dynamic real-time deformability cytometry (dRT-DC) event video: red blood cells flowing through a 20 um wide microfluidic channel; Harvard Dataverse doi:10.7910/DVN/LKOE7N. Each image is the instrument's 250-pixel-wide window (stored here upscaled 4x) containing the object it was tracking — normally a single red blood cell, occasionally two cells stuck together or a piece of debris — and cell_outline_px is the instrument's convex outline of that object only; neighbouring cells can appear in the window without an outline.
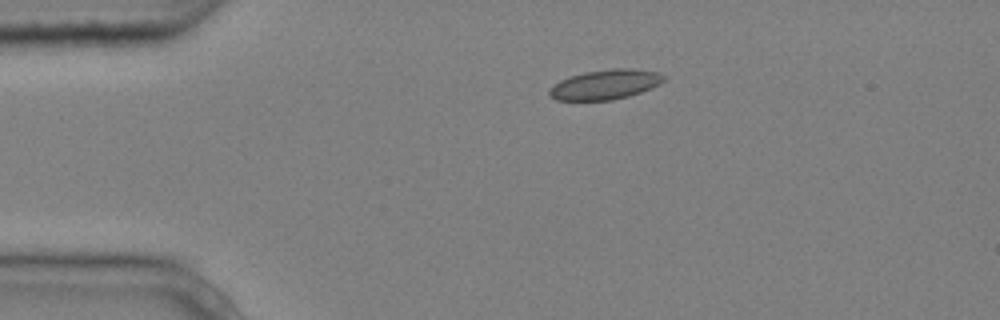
{"species": "common noctule bat (a hibernating species)", "species_latin": "Nyctalus noctula", "temperature_condition": "cold", "stored_images_in_passage": 2, "camera_frame_rate_fps": 3000, "um_per_image_px": 0.085, "animal": {"sex": "male", "body_mass_g": 20.4}, "frame": {"image": 1, "passage_image": 1, "time_ms": 0.0, "image_size_px": [1000, 320], "cell_outline_px": [[664, 80], [660, 84], [640, 92], [628, 96], [612, 100], [556, 100], [548, 92], [548, 88], [552, 84], [560, 80], [584, 72], [612, 68], [632, 68], [656, 72], [664, 76]], "centroid_in_image_um": [51.42, 7.18], "position_along_channel_um": 33.6, "area_um2": 19.77}}